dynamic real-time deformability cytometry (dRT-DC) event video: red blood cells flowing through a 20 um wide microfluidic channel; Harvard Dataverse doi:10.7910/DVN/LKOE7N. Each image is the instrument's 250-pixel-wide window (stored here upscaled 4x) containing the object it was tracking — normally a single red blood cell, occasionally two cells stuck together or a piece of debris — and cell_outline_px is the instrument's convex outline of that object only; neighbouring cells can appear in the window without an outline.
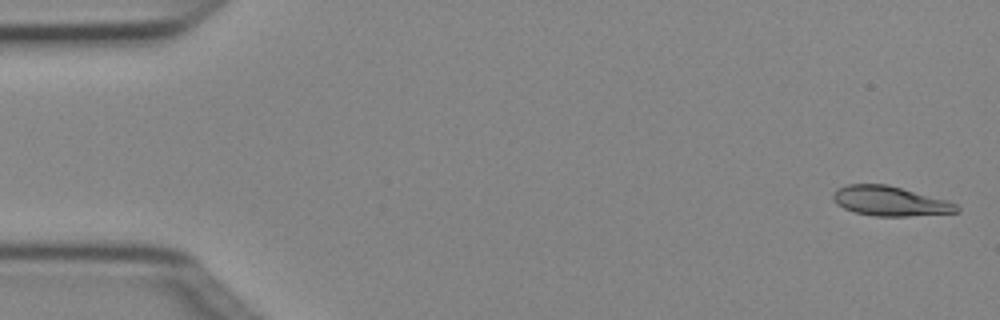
{"species": "Egyptian fruit bat (a non-hibernating species)", "species_latin": "Rousettus aegyptiacus", "temperature_condition": "cold", "stored_images_in_passage": 5, "camera_frame_rate_fps": 3000, "um_per_image_px": 0.085, "animal": {"sex": "female"}, "frame": {"image": 1, "passage_image": 1, "time_ms": 0.0, "image_size_px": [1000, 320], "cell_outline_px": [[960, 212], [908, 216], [876, 216], [856, 212], [844, 208], [836, 204], [832, 200], [832, 192], [836, 188], [848, 184], [888, 184], [948, 200], [956, 204], [960, 208]], "centroid_in_image_um": [75.64, 17.08], "position_along_channel_um": 9.4, "area_um2": 21.56}}
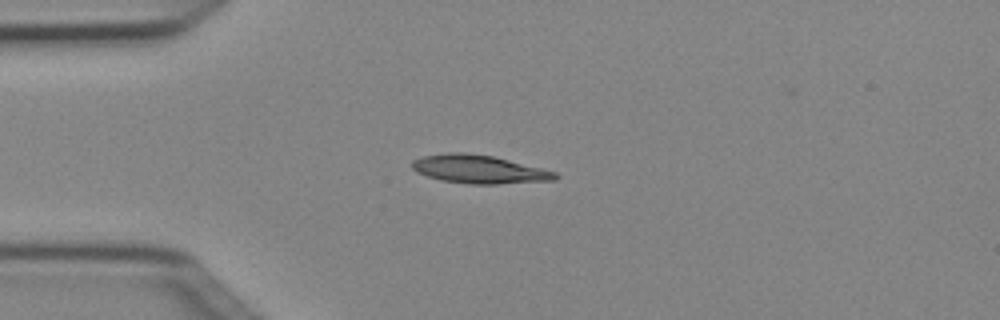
{"frame": {"image": 2, "passage_image": 4, "time_ms": 1.0, "image_size_px": [1000, 320], "cell_outline_px": [[560, 176], [556, 180], [496, 184], [468, 184], [440, 180], [416, 172], [412, 168], [412, 160], [424, 156], [448, 152], [464, 152], [492, 156], [556, 172]], "centroid_in_image_um": [40.7, 14.39], "position_along_channel_um": 44.3, "area_um2": 23.52}}